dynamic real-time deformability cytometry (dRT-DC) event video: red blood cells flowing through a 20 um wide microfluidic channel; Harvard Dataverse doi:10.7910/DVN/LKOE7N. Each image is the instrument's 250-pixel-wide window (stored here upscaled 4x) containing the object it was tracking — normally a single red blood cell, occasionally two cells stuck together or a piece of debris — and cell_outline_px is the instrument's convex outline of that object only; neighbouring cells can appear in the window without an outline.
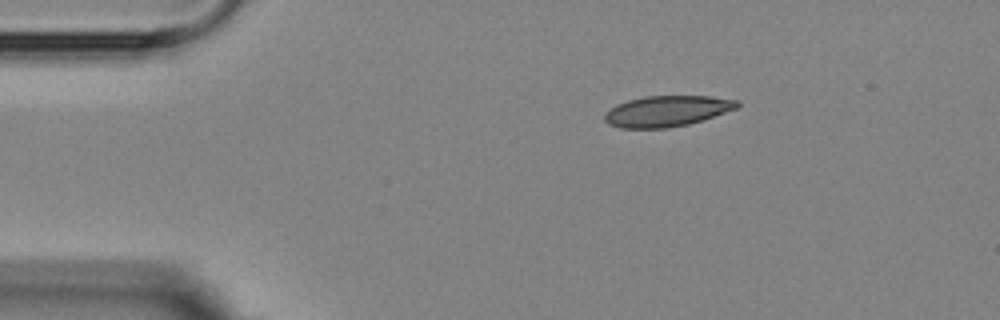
{"species": "Egyptian fruit bat (a non-hibernating species)", "species_latin": "Rousettus aegyptiacus", "temperature_condition": "room temperature", "stored_images_in_passage": 4, "camera_frame_rate_fps": 3000, "um_per_image_px": 0.085, "animal": {"sex": "female"}, "frame": {"image": 1, "passage_image": 4, "time_ms": 4.333, "image_size_px": [1000, 320], "cell_outline_px": [[740, 104], [736, 108], [688, 124], [668, 128], [620, 128], [608, 124], [604, 120], [604, 116], [616, 104], [628, 100], [644, 96], [708, 96], [740, 100]], "centroid_in_image_um": [56.66, 9.44], "position_along_channel_um": 28.3, "area_um2": 23.58}}